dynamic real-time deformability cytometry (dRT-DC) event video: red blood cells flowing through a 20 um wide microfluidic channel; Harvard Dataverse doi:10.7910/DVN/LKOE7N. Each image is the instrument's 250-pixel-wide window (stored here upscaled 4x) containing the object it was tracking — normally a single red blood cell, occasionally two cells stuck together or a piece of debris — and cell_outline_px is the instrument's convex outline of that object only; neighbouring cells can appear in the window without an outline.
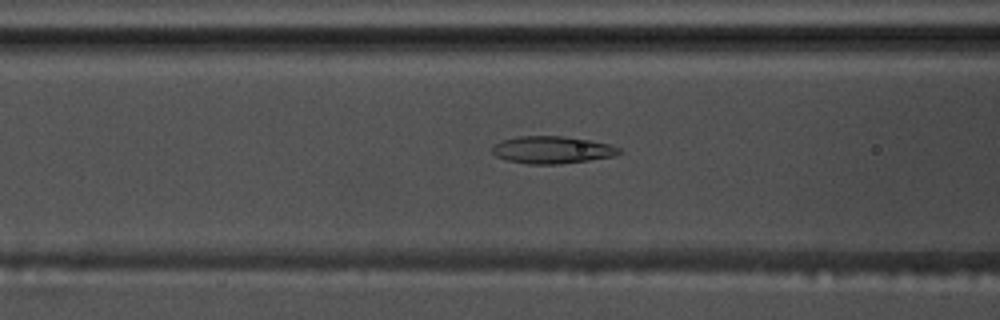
{"species": "common noctule bat (a hibernating species)", "species_latin": "Nyctalus noctula", "temperature_condition": "warm", "stored_images_in_passage": 41, "camera_frame_rate_fps": 3000, "um_per_image_px": 0.085, "animal": {"sex": "male", "body_mass_g": 17.5, "forearm_length_mm": 52.3}, "frame": {"image": 1, "passage_image": 12, "time_ms": 3.667, "image_size_px": [1000, 320], "cell_outline_px": [[620, 152], [612, 156], [588, 160], [560, 164], [528, 164], [508, 160], [496, 156], [492, 152], [492, 148], [496, 144], [504, 140], [516, 136], [564, 136], [588, 140], [608, 144], [620, 148]], "centroid_in_image_um": [46.9, 12.74], "position_along_channel_um": 119.7, "area_um2": 19.88}}
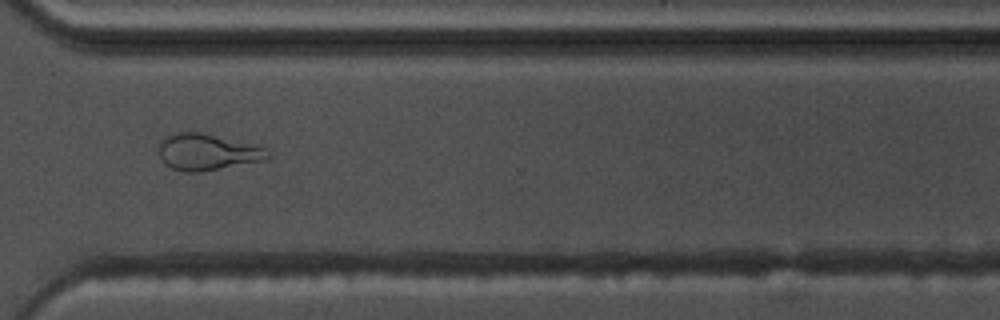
{"frame": {"image": 2, "passage_image": 31, "time_ms": 10.0, "image_size_px": [1000, 320], "cell_outline_px": [[272, 156], [260, 160], [200, 172], [184, 172], [172, 168], [164, 164], [160, 160], [160, 140], [164, 136], [176, 132], [200, 132], [264, 144]], "centroid_in_image_um": [17.66, 12.89], "position_along_channel_um": 352.9, "area_um2": 23.58}}
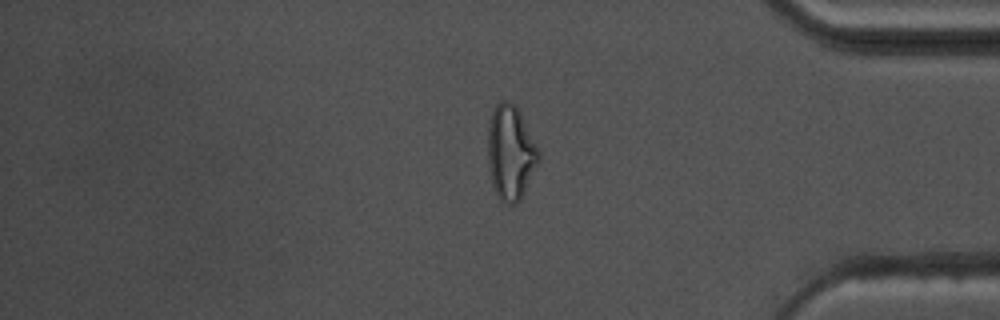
{"frame": {"image": 3, "passage_image": 36, "time_ms": 11.667, "image_size_px": [1000, 320], "cell_outline_px": [[540, 160], [520, 200], [516, 204], [508, 204], [500, 200], [492, 184], [488, 168], [488, 124], [492, 112], [496, 104], [500, 100], [508, 100], [520, 112], [540, 152]], "centroid_in_image_um": [43.39, 12.98], "position_along_channel_um": 391.8, "area_um2": 27.98}}